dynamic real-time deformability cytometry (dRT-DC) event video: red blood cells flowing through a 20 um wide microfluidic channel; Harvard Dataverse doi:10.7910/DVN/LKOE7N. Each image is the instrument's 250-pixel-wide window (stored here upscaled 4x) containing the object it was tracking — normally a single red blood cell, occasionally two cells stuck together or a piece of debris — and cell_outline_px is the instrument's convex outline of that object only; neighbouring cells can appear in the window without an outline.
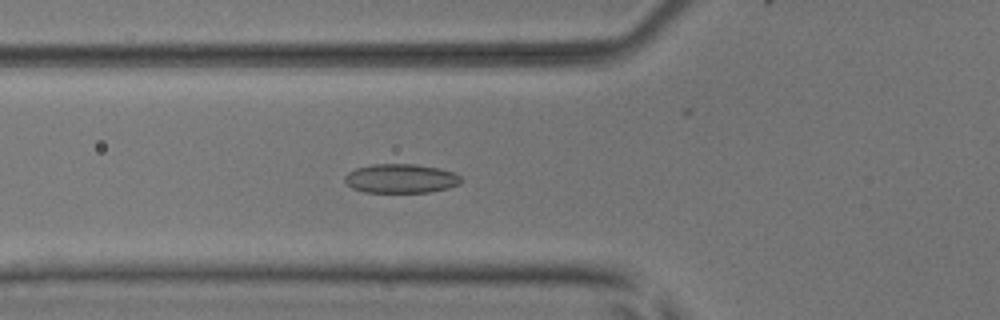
{"species": "common noctule bat (a hibernating species)", "species_latin": "Nyctalus noctula", "temperature_condition": "room temperature", "stored_images_in_passage": 44, "camera_frame_rate_fps": 3000, "um_per_image_px": 0.085, "animal": {"sex": "male", "body_mass_g": 17.9, "forearm_length_mm": 54.2}, "frame": {"image": 1, "passage_image": 19, "time_ms": 6.0, "image_size_px": [1000, 320], "cell_outline_px": [[460, 184], [448, 188], [428, 192], [364, 192], [352, 188], [344, 180], [344, 176], [348, 172], [356, 168], [372, 164], [416, 164], [440, 168], [456, 172], [460, 176]], "centroid_in_image_um": [34.08, 15.16], "position_along_channel_um": 91.7, "area_um2": 19.83}}
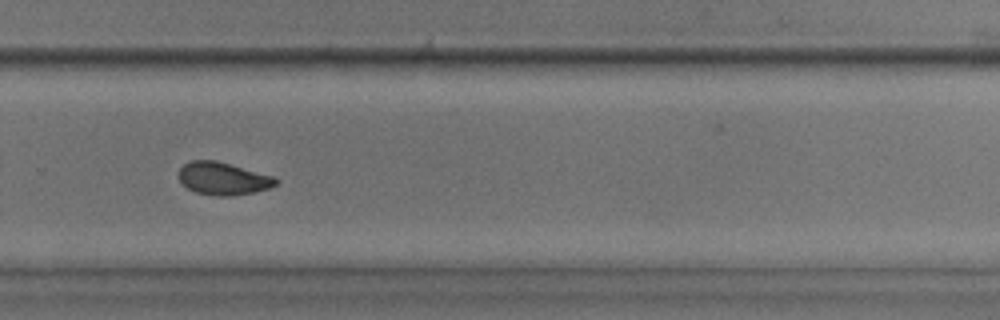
{"frame": {"image": 2, "passage_image": 36, "time_ms": 11.667, "image_size_px": [1000, 320], "cell_outline_px": [[280, 180], [276, 184], [268, 188], [236, 196], [216, 196], [196, 192], [188, 188], [180, 180], [180, 168], [188, 160], [216, 160], [272, 176]], "centroid_in_image_um": [18.95, 15.17], "position_along_channel_um": 310.8, "area_um2": 18.26}}
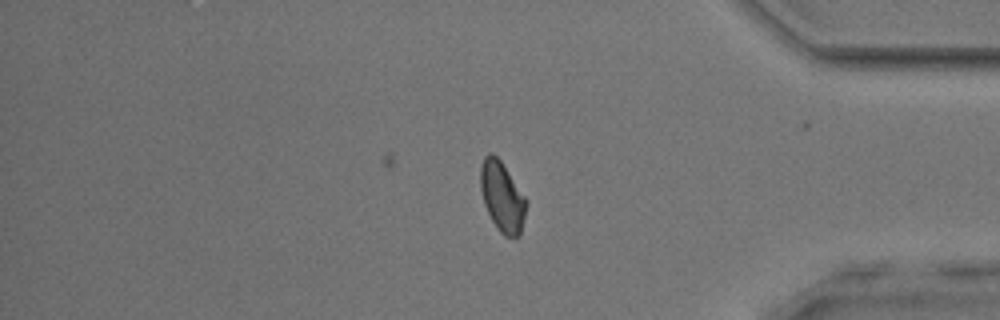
{"frame": {"image": 3, "passage_image": 44, "time_ms": 14.333, "image_size_px": [1000, 320], "cell_outline_px": [[528, 204], [520, 236], [504, 236], [496, 228], [484, 204], [480, 188], [480, 168], [484, 156], [488, 152], [492, 152], [500, 160], [528, 200]], "centroid_in_image_um": [42.69, 16.72], "position_along_channel_um": 392.5, "area_um2": 18.84}, "authors_computed_cell_mechanics": {"area_um2": 19.2185, "velocity_mm_per_s": 3.8721, "shape_relaxation_time_tau1_ms": 9.3415, "shape_relaxation_time_tau2_ms": 2.8969, "deformation_change_tau1": 0.1859, "deformation_change_tau2": 0.0697}}